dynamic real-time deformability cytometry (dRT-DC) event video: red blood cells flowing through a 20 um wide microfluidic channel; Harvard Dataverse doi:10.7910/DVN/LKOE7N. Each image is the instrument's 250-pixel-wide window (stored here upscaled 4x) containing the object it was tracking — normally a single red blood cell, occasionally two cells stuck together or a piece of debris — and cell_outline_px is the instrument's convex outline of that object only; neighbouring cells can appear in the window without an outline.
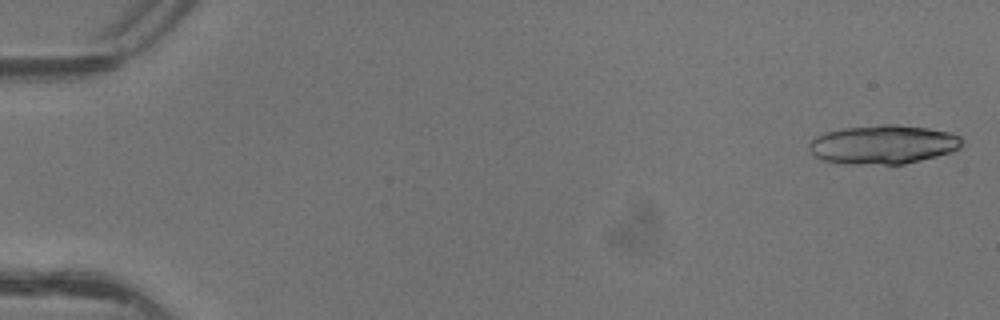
{"species": "common noctule bat (a hibernating species)", "species_latin": "Nyctalus noctula", "temperature_condition": "warm", "stored_images_in_passage": 6, "camera_frame_rate_fps": 3000, "um_per_image_px": 0.085, "animal": {"sex": "female"}, "frame": {"image": 1, "passage_image": 1, "time_ms": 0.0, "image_size_px": [1000, 320], "cell_outline_px": [[964, 144], [960, 148], [952, 152], [904, 164], [848, 164], [820, 160], [808, 148], [808, 144], [816, 136], [828, 132], [844, 128], [880, 124], [896, 124], [928, 128], [948, 132], [960, 136]], "centroid_in_image_um": [75.08, 12.28], "position_along_channel_um": 9.9, "area_um2": 34.74}}
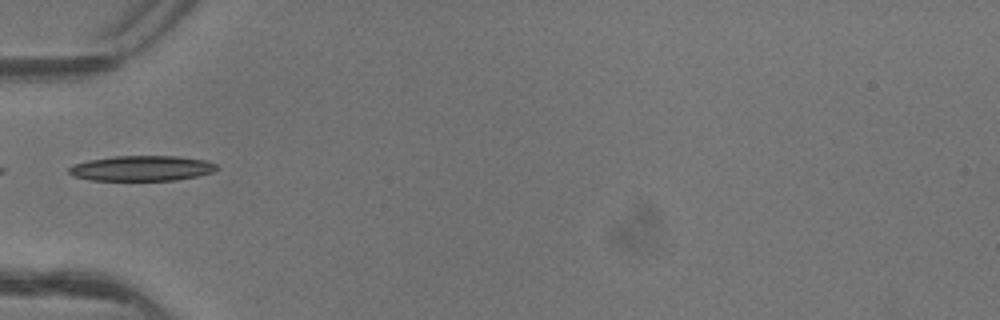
{"frame": {"image": 2, "passage_image": 5, "time_ms": 1.333, "image_size_px": [1000, 320], "cell_outline_px": [[220, 168], [212, 172], [196, 176], [176, 180], [88, 180], [76, 176], [68, 172], [68, 168], [72, 164], [88, 160], [112, 156], [176, 156], [204, 160], [216, 164]], "centroid_in_image_um": [12.03, 14.3], "position_along_channel_um": 73.0, "area_um2": 21.73}}
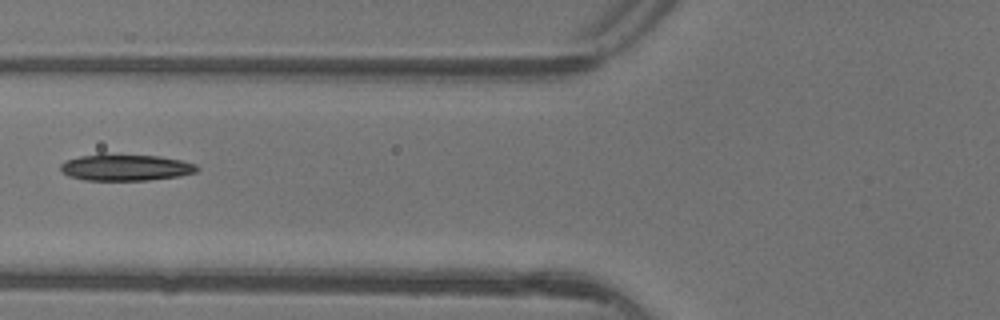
{"frame": {"image": 3, "passage_image": 6, "time_ms": 1.667, "image_size_px": [1000, 320], "cell_outline_px": [[200, 168], [196, 172], [180, 176], [148, 180], [84, 180], [68, 176], [60, 168], [60, 164], [64, 160], [80, 156], [100, 152], [160, 156], [180, 160], [196, 164]], "centroid_in_image_um": [10.65, 14.2], "position_along_channel_um": 115.1, "area_um2": 21.62}}